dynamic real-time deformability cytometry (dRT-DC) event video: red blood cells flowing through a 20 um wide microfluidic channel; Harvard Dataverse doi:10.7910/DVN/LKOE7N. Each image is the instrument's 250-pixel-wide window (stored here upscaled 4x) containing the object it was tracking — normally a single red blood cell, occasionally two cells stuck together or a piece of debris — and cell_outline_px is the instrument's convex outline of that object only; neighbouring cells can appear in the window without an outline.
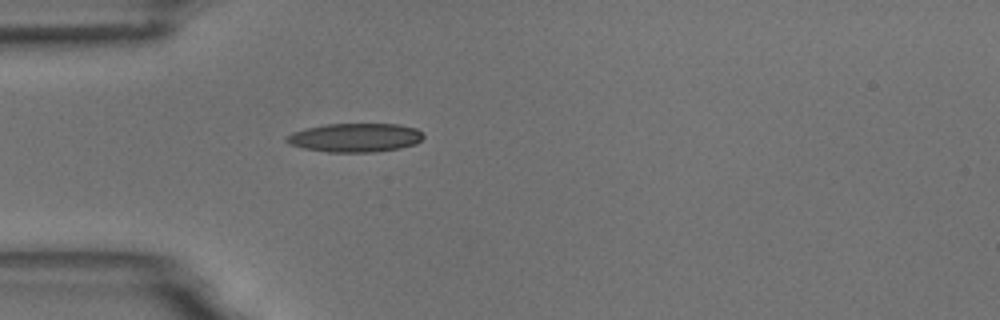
{"species": "common noctule bat (a hibernating species)", "species_latin": "Nyctalus noctula", "temperature_condition": "room temperature", "stored_images_in_passage": 5, "camera_frame_rate_fps": 3000, "um_per_image_px": 0.085, "animal": {"sex": "male", "body_mass_g": 18.8}, "frame": {"image": 1, "passage_image": 5, "time_ms": 4.667, "image_size_px": [1000, 320], "cell_outline_px": [[424, 136], [416, 144], [400, 148], [376, 152], [328, 152], [304, 148], [288, 144], [284, 140], [292, 132], [304, 128], [324, 124], [400, 124], [416, 128], [424, 132]], "centroid_in_image_um": [30.2, 11.69], "position_along_channel_um": 54.8, "area_um2": 23.18}}